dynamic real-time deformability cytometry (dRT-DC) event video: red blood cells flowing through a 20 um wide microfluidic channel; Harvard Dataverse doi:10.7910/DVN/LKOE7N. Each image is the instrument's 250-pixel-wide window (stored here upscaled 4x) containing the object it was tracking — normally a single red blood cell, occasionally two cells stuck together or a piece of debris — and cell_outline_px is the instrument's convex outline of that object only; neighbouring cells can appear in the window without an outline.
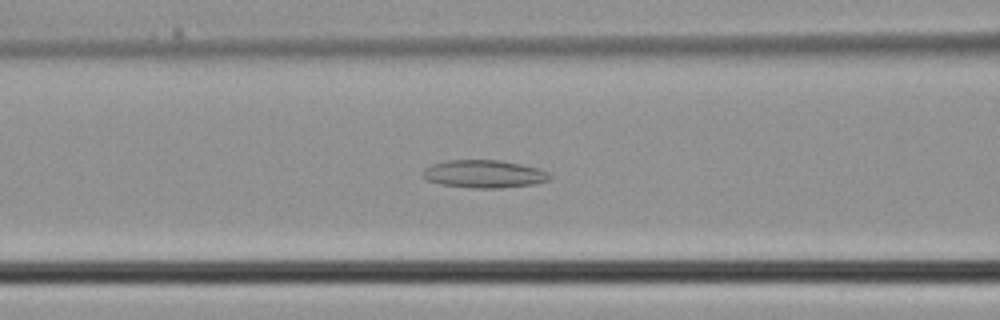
{"species": "common noctule bat (a hibernating species)", "species_latin": "Nyctalus noctula", "temperature_condition": "cold", "stored_images_in_passage": 36, "camera_frame_rate_fps": 3000, "um_per_image_px": 0.085, "animal": {"sex": "male", "body_mass_g": 21.5, "forearm_length_mm": 52.0}, "frame": {"image": 1, "passage_image": 15, "time_ms": 4.667, "image_size_px": [1000, 320], "cell_outline_px": [[552, 176], [548, 180], [536, 184], [500, 188], [472, 188], [440, 184], [428, 180], [424, 176], [424, 168], [432, 164], [448, 160], [500, 160], [540, 168], [548, 172]], "centroid_in_image_um": [41.19, 14.79], "position_along_channel_um": 125.4, "area_um2": 20.58}}
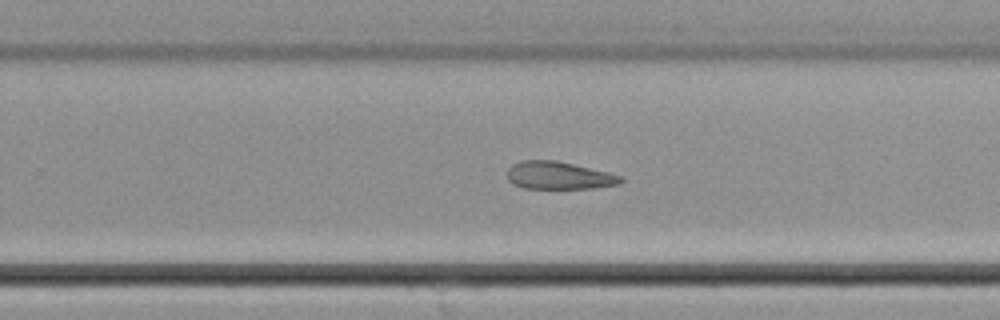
{"frame": {"image": 2, "passage_image": 24, "time_ms": 7.667, "image_size_px": [1000, 320], "cell_outline_px": [[624, 180], [620, 184], [596, 188], [524, 188], [512, 184], [508, 180], [508, 168], [512, 164], [520, 160], [556, 160], [608, 172], [620, 176]], "centroid_in_image_um": [47.48, 14.91], "position_along_channel_um": 282.3, "area_um2": 18.32}}
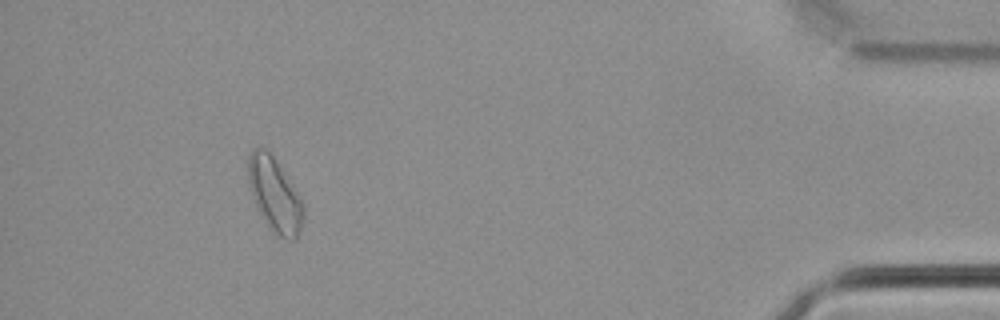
{"frame": {"image": 3, "passage_image": 35, "time_ms": 11.333, "image_size_px": [1000, 320], "cell_outline_px": [[304, 216], [296, 240], [288, 240], [276, 236], [272, 232], [260, 212], [256, 204], [248, 180], [248, 156], [252, 148], [256, 144], [264, 148], [272, 156], [300, 196], [304, 204]], "centroid_in_image_um": [23.35, 16.56], "position_along_channel_um": 411.8, "area_um2": 23.58}}